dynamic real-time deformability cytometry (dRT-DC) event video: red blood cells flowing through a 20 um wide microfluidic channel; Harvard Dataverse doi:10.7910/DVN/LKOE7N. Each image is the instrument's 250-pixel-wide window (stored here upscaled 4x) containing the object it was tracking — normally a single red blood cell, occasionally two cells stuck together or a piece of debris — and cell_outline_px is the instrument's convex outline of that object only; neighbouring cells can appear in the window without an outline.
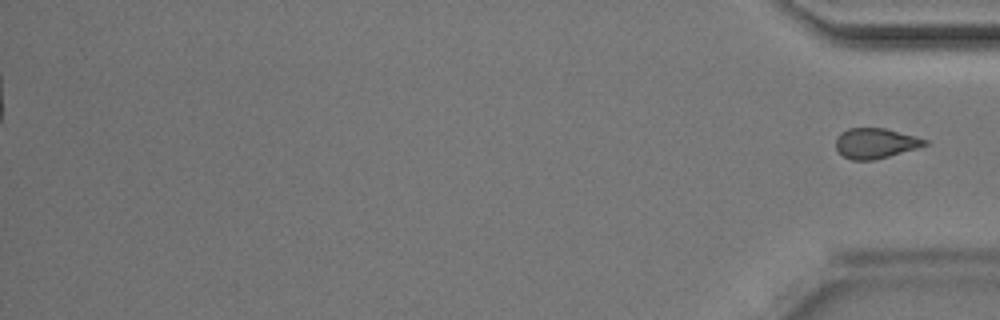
{"species": "Egyptian fruit bat (a non-hibernating species)", "species_latin": "Rousettus aegyptiacus", "temperature_condition": "room temperature", "stored_images_in_passage": 34, "segment_of_instrument_passage": [2, 2], "camera_frame_rate_fps": 3000, "um_per_image_px": 0.085, "animal": {"sex": "male"}, "frame": {"image": 1, "passage_image": 34, "time_ms": 11.0, "image_size_px": [1000, 320], "cell_outline_px": [[928, 144], [916, 148], [888, 156], [872, 160], [852, 160], [844, 156], [836, 148], [836, 136], [840, 132], [848, 128], [884, 128], [916, 136], [928, 140]], "centroid_in_image_um": [74.39, 12.16], "position_along_channel_um": 360.8, "area_um2": 15.55}}